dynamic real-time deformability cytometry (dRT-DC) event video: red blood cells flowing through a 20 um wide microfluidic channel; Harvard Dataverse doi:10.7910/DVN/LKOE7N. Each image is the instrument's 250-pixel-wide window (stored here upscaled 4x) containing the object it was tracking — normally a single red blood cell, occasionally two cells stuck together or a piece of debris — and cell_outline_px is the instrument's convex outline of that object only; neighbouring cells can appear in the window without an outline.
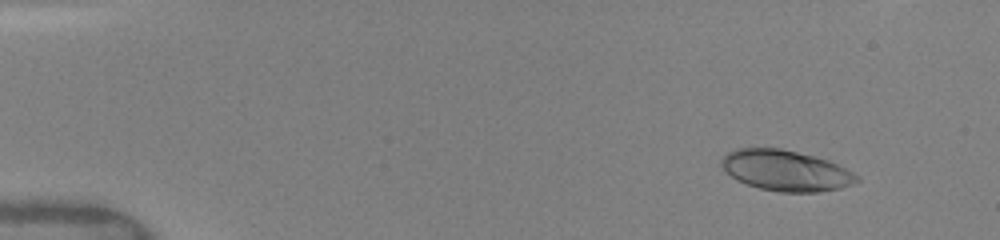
{"species": "human", "species_latin": "Homo sapiens", "temperature_condition": "warm", "stored_images_in_passage": 75, "camera_frame_rate_fps": 3000, "um_per_image_px": 0.085, "donor": {"sex": "female"}, "frame": {"image": 1, "passage_image": 4, "time_ms": 1.0, "image_size_px": [1000, 240], "cell_outline_px": [[860, 180], [852, 184], [840, 188], [816, 192], [780, 192], [760, 188], [736, 180], [720, 164], [720, 160], [728, 152], [736, 148], [780, 148], [828, 160], [860, 176]], "centroid_in_image_um": [66.79, 14.5], "position_along_channel_um": 18.2, "area_um2": 31.79}}
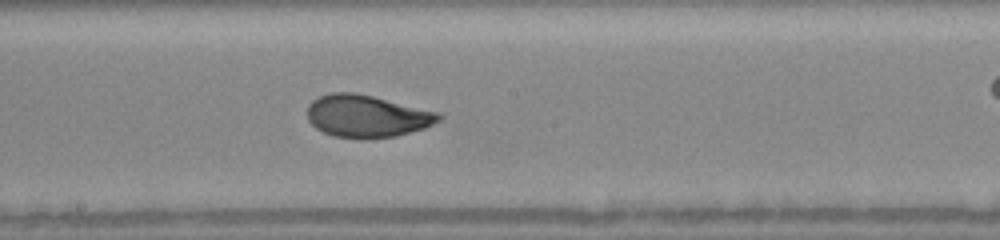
{"frame": {"image": 2, "passage_image": 40, "time_ms": 8.667, "image_size_px": [1000, 240], "cell_outline_px": [[444, 116], [440, 120], [424, 128], [396, 136], [332, 136], [316, 128], [308, 120], [308, 104], [312, 100], [320, 96], [332, 92], [352, 92], [372, 96], [440, 112]], "centroid_in_image_um": [31.19, 9.83], "position_along_channel_um": 217.0, "area_um2": 31.73}}
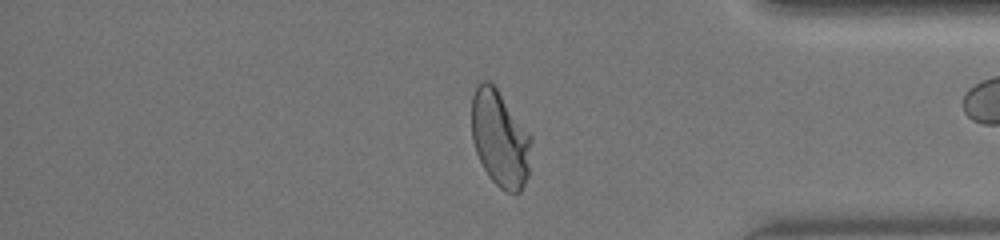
{"frame": {"image": 3, "passage_image": 62, "time_ms": 13.333, "image_size_px": [1000, 240], "cell_outline_px": [[532, 140], [528, 176], [520, 192], [508, 192], [500, 188], [488, 176], [476, 152], [472, 140], [472, 96], [480, 80], [488, 80], [496, 88], [532, 136]], "centroid_in_image_um": [42.5, 11.79], "position_along_channel_um": 392.7, "area_um2": 33.35}, "authors_computed_cell_mechanics": {"area_um2": 31.9634, "velocity_mm_per_s": 4.1039, "shape_relaxation_time_tau1_ms": 4.4328, "shape_relaxation_time_tau2_ms": null, "deformation_change_tau1": 0.185, "deformation_change_tau2": null}}